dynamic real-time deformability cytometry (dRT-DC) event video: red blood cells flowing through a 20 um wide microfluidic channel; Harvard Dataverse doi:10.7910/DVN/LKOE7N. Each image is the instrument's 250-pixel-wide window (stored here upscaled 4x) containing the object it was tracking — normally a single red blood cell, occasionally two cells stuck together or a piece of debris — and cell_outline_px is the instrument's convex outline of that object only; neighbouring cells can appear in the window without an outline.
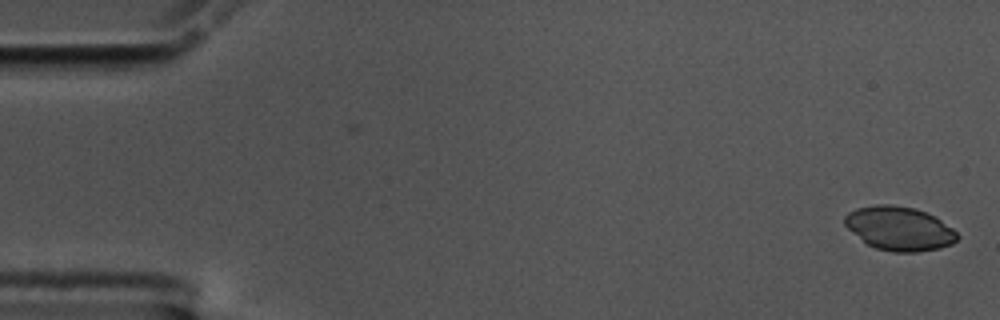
{"species": "common noctule bat (a hibernating species)", "species_latin": "Nyctalus noctula", "temperature_condition": "cold", "stored_images_in_passage": 56, "camera_frame_rate_fps": 3000, "um_per_image_px": 0.085, "animal": {"sex": "male", "body_mass_g": 17.5, "forearm_length_mm": 52.3}, "frame": {"image": 1, "passage_image": 1, "time_ms": 0.0, "image_size_px": [1000, 320], "cell_outline_px": [[960, 236], [952, 244], [940, 248], [916, 252], [892, 252], [876, 248], [868, 244], [848, 228], [844, 224], [844, 216], [848, 212], [856, 208], [876, 204], [892, 204], [916, 208], [936, 216], [952, 228]], "centroid_in_image_um": [76.46, 19.41], "position_along_channel_um": 8.5, "area_um2": 28.9}}
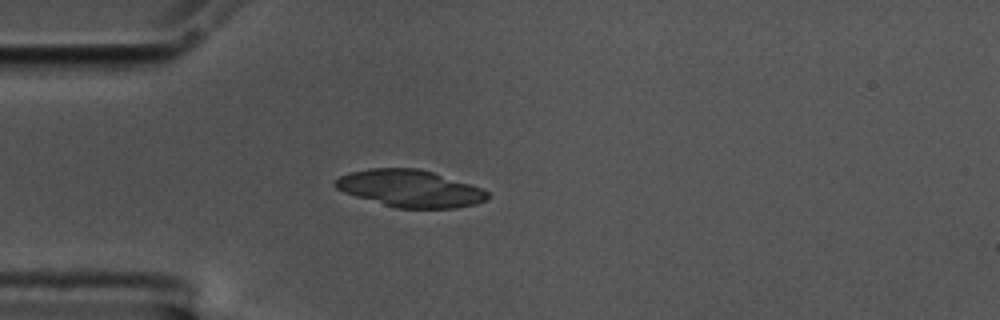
{"frame": {"image": 2, "passage_image": 15, "time_ms": 4.667, "image_size_px": [1000, 320], "cell_outline_px": [[492, 196], [488, 200], [476, 204], [456, 208], [396, 208], [356, 196], [344, 192], [336, 188], [332, 184], [340, 176], [348, 172], [368, 168], [416, 168], [432, 172], [484, 188]], "centroid_in_image_um": [34.89, 16.02], "position_along_channel_um": 50.1, "area_um2": 33.06}}